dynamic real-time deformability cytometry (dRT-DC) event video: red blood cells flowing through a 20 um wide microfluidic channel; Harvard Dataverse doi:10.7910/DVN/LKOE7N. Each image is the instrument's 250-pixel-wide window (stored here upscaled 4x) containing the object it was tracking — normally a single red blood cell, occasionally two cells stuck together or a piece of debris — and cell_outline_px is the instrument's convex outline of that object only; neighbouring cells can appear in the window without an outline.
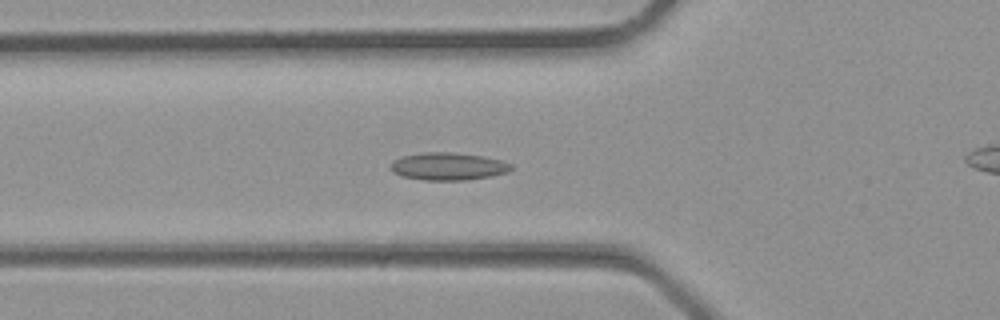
{"species": "common noctule bat (a hibernating species)", "species_latin": "Nyctalus noctula", "temperature_condition": "room temperature", "stored_images_in_passage": 34, "camera_frame_rate_fps": 3000, "um_per_image_px": 0.085, "animal": {"sex": "male", "body_mass_g": 23.1, "forearm_length_mm": 52.7}, "frame": {"image": 1, "passage_image": 11, "time_ms": 3.333, "image_size_px": [1000, 320], "cell_outline_px": [[512, 168], [508, 172], [488, 176], [464, 180], [424, 180], [404, 176], [392, 172], [388, 164], [392, 160], [400, 156], [424, 152], [452, 152], [484, 156], [500, 160], [512, 164]], "centroid_in_image_um": [38.03, 14.13], "position_along_channel_um": 87.8, "area_um2": 19.42}}
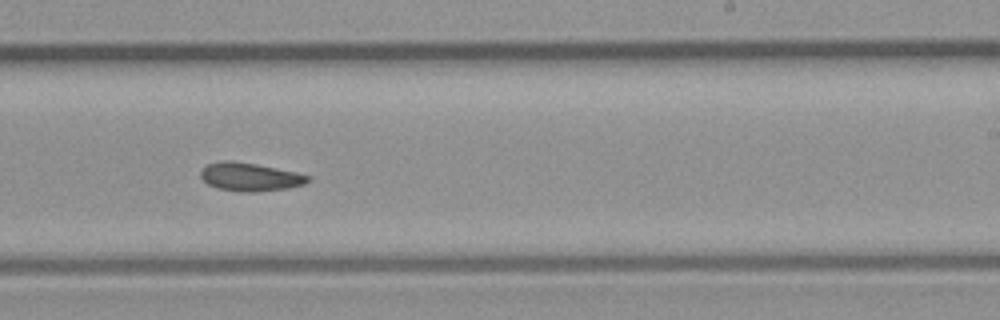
{"frame": {"image": 2, "passage_image": 20, "time_ms": 6.333, "image_size_px": [1000, 320], "cell_outline_px": [[312, 180], [304, 184], [288, 188], [256, 192], [240, 192], [216, 188], [208, 184], [200, 176], [200, 172], [208, 164], [220, 160], [232, 160], [256, 164], [296, 172], [312, 176]], "centroid_in_image_um": [21.27, 15.04], "position_along_channel_um": 267.7, "area_um2": 17.86}}
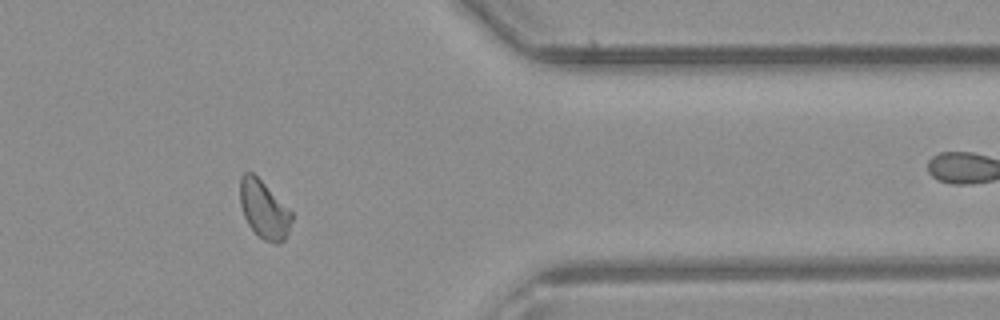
{"frame": {"image": 3, "passage_image": 27, "time_ms": 8.667, "image_size_px": [1000, 320], "cell_outline_px": [[292, 220], [288, 232], [284, 240], [280, 244], [276, 244], [264, 240], [248, 224], [244, 216], [240, 204], [240, 176], [244, 172], [252, 172], [292, 212]], "centroid_in_image_um": [22.43, 17.82], "position_along_channel_um": 389.0, "area_um2": 17.17}}